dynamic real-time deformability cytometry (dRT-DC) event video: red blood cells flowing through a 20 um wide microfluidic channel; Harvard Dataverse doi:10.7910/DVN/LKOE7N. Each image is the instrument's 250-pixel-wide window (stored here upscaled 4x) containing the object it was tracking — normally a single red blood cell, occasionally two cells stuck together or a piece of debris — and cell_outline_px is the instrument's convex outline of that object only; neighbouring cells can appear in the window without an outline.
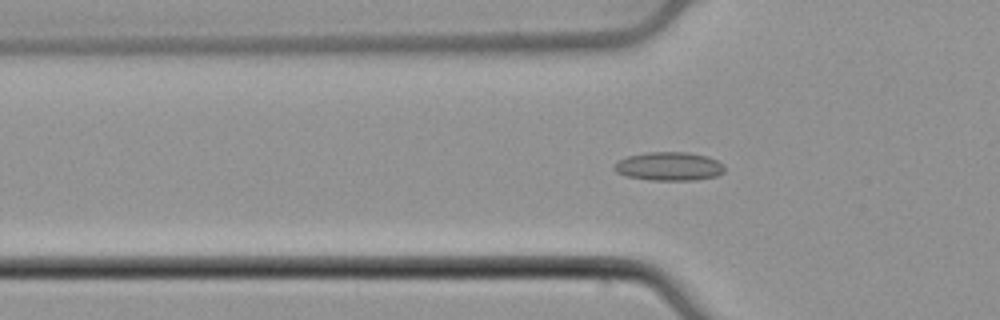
{"species": "common noctule bat (a hibernating species)", "species_latin": "Nyctalus noctula", "temperature_condition": "cold", "stored_images_in_passage": 39, "camera_frame_rate_fps": 3000, "um_per_image_px": 0.085, "animal": {"sex": "male", "body_mass_g": 21.5, "forearm_length_mm": 52.0}, "frame": {"image": 1, "passage_image": 3, "time_ms": 0.667, "image_size_px": [1000, 320], "cell_outline_px": [[724, 172], [716, 176], [692, 180], [648, 180], [628, 176], [616, 172], [612, 168], [612, 164], [628, 156], [644, 152], [688, 152], [708, 156], [724, 164]], "centroid_in_image_um": [56.85, 14.13], "position_along_channel_um": 68.9, "area_um2": 18.5}}
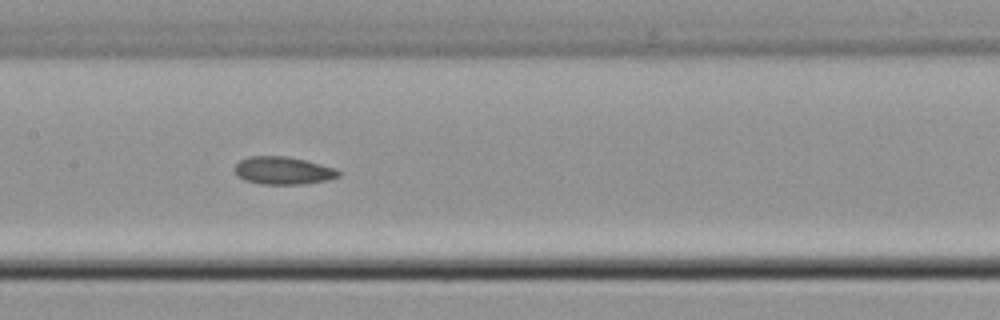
{"frame": {"image": 2, "passage_image": 12, "time_ms": 3.667, "image_size_px": [1000, 320], "cell_outline_px": [[340, 176], [328, 180], [304, 184], [260, 184], [244, 180], [236, 176], [236, 164], [240, 160], [248, 156], [288, 156], [336, 168], [340, 172]], "centroid_in_image_um": [24.06, 14.5], "position_along_channel_um": 183.3, "area_um2": 16.82}}
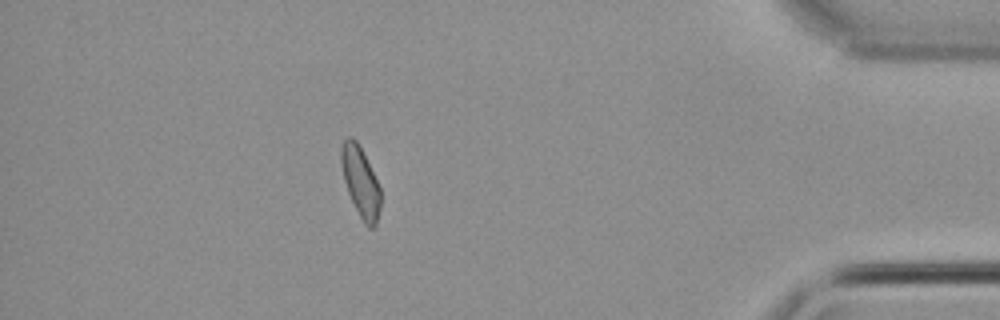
{"frame": {"image": 3, "passage_image": 33, "time_ms": 10.667, "image_size_px": [1000, 320], "cell_outline_px": [[380, 208], [376, 224], [372, 228], [368, 228], [364, 224], [348, 192], [344, 180], [340, 164], [340, 148], [344, 140], [348, 136], [352, 136], [360, 144], [380, 188]], "centroid_in_image_um": [30.63, 15.41], "position_along_channel_um": 404.6, "area_um2": 16.13}, "authors_computed_cell_mechanics": {"area_um2": 16.2418, "velocity_mm_per_s": 3.8462, "shape_relaxation_time_tau1_ms": null, "shape_relaxation_time_tau2_ms": 7.6987, "deformation_change_tau1": null, "deformation_change_tau2": 0.117}}